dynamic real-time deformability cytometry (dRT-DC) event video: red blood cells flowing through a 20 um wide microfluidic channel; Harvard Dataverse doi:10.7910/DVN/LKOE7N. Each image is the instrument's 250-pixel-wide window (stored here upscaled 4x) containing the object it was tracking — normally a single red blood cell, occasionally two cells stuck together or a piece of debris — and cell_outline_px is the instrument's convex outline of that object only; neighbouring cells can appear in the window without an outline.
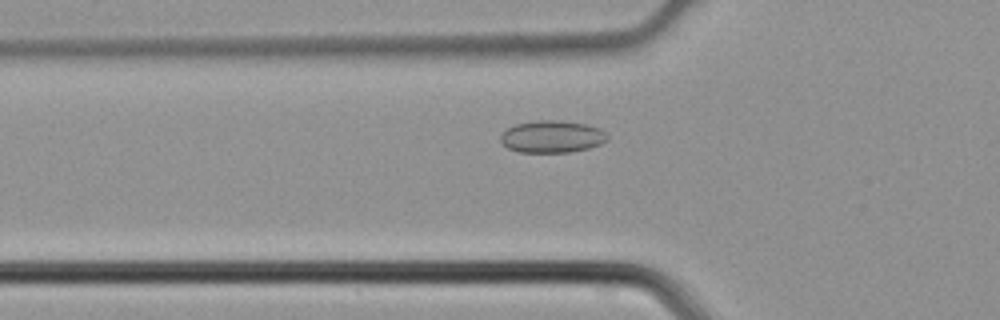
{"species": "common noctule bat (a hibernating species)", "species_latin": "Nyctalus noctula", "temperature_condition": "cold", "stored_images_in_passage": 40, "camera_frame_rate_fps": 3000, "um_per_image_px": 0.085, "animal": {"sex": "male", "body_mass_g": 21.5, "forearm_length_mm": 52.0}, "frame": {"image": 1, "passage_image": 12, "time_ms": 3.667, "image_size_px": [1000, 320], "cell_outline_px": [[608, 140], [600, 144], [588, 148], [568, 152], [520, 152], [508, 148], [500, 140], [500, 136], [508, 128], [516, 124], [536, 120], [560, 120], [584, 124], [600, 128], [608, 136]], "centroid_in_image_um": [46.93, 11.61], "position_along_channel_um": 78.9, "area_um2": 19.88}}
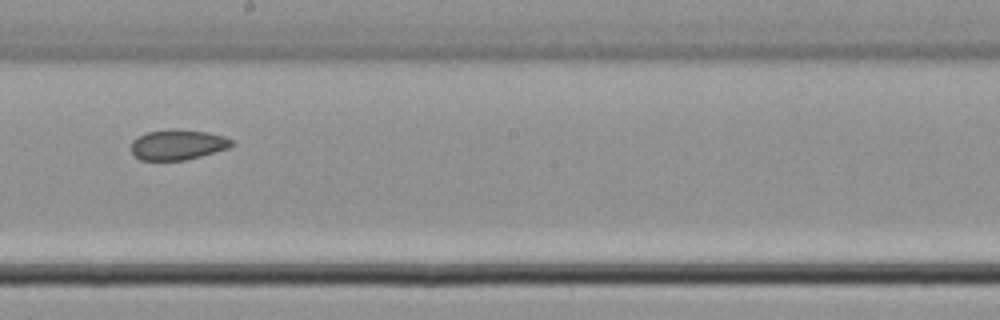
{"frame": {"image": 2, "passage_image": 22, "time_ms": 7.0, "image_size_px": [1000, 320], "cell_outline_px": [[236, 144], [228, 148], [200, 156], [184, 160], [140, 160], [132, 152], [132, 140], [148, 132], [176, 128], [180, 128], [208, 132], [224, 136], [232, 140]], "centroid_in_image_um": [15.14, 12.28], "position_along_channel_um": 233.1, "area_um2": 17.74}}
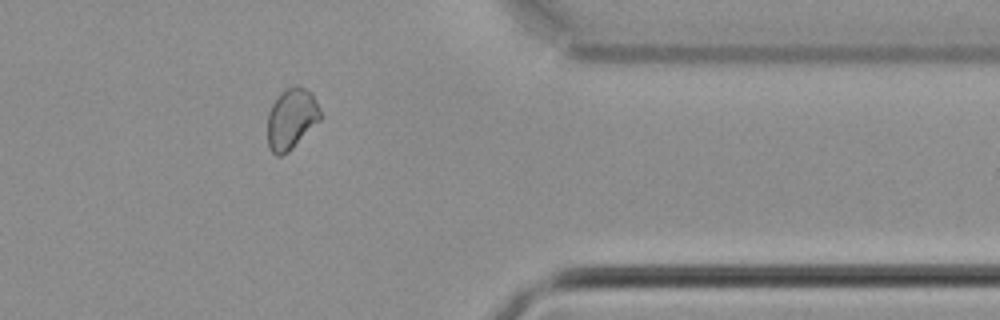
{"frame": {"image": 3, "passage_image": 33, "time_ms": 10.667, "image_size_px": [1000, 320], "cell_outline_px": [[320, 120], [288, 152], [280, 156], [276, 156], [268, 148], [268, 112], [272, 104], [280, 92], [296, 84], [312, 92], [316, 100], [320, 112]], "centroid_in_image_um": [24.75, 10.08], "position_along_channel_um": 386.6, "area_um2": 18.67}}